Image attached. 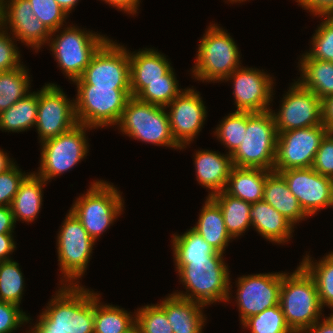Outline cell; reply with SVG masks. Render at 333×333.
Instances as JSON below:
<instances>
[{
    "mask_svg": "<svg viewBox=\"0 0 333 333\" xmlns=\"http://www.w3.org/2000/svg\"><path fill=\"white\" fill-rule=\"evenodd\" d=\"M285 94L278 113L271 109L277 134L323 124L322 100L312 91L295 81Z\"/></svg>",
    "mask_w": 333,
    "mask_h": 333,
    "instance_id": "cell-15",
    "label": "cell"
},
{
    "mask_svg": "<svg viewBox=\"0 0 333 333\" xmlns=\"http://www.w3.org/2000/svg\"><path fill=\"white\" fill-rule=\"evenodd\" d=\"M46 184L34 172L23 180L10 205L15 223L19 220L33 222L37 218L43 201L42 189Z\"/></svg>",
    "mask_w": 333,
    "mask_h": 333,
    "instance_id": "cell-27",
    "label": "cell"
},
{
    "mask_svg": "<svg viewBox=\"0 0 333 333\" xmlns=\"http://www.w3.org/2000/svg\"><path fill=\"white\" fill-rule=\"evenodd\" d=\"M61 287L31 330L94 333V292L79 284Z\"/></svg>",
    "mask_w": 333,
    "mask_h": 333,
    "instance_id": "cell-1",
    "label": "cell"
},
{
    "mask_svg": "<svg viewBox=\"0 0 333 333\" xmlns=\"http://www.w3.org/2000/svg\"><path fill=\"white\" fill-rule=\"evenodd\" d=\"M7 30L0 25V71L12 70L22 65L20 53L14 44L15 38L10 37Z\"/></svg>",
    "mask_w": 333,
    "mask_h": 333,
    "instance_id": "cell-44",
    "label": "cell"
},
{
    "mask_svg": "<svg viewBox=\"0 0 333 333\" xmlns=\"http://www.w3.org/2000/svg\"><path fill=\"white\" fill-rule=\"evenodd\" d=\"M73 83L104 88H130L129 50L108 39Z\"/></svg>",
    "mask_w": 333,
    "mask_h": 333,
    "instance_id": "cell-12",
    "label": "cell"
},
{
    "mask_svg": "<svg viewBox=\"0 0 333 333\" xmlns=\"http://www.w3.org/2000/svg\"><path fill=\"white\" fill-rule=\"evenodd\" d=\"M173 70L164 75V80L130 82L131 95L141 101L166 107L182 92Z\"/></svg>",
    "mask_w": 333,
    "mask_h": 333,
    "instance_id": "cell-31",
    "label": "cell"
},
{
    "mask_svg": "<svg viewBox=\"0 0 333 333\" xmlns=\"http://www.w3.org/2000/svg\"><path fill=\"white\" fill-rule=\"evenodd\" d=\"M196 54L192 75L202 82L223 81L241 65L240 51L227 30L211 24L205 31Z\"/></svg>",
    "mask_w": 333,
    "mask_h": 333,
    "instance_id": "cell-5",
    "label": "cell"
},
{
    "mask_svg": "<svg viewBox=\"0 0 333 333\" xmlns=\"http://www.w3.org/2000/svg\"><path fill=\"white\" fill-rule=\"evenodd\" d=\"M67 214L57 236L59 267L64 275L61 284L78 285L90 262L95 241L71 211Z\"/></svg>",
    "mask_w": 333,
    "mask_h": 333,
    "instance_id": "cell-11",
    "label": "cell"
},
{
    "mask_svg": "<svg viewBox=\"0 0 333 333\" xmlns=\"http://www.w3.org/2000/svg\"><path fill=\"white\" fill-rule=\"evenodd\" d=\"M8 157L9 156H7V153H5L3 150H0V173L7 171L15 164L14 160L12 161L10 160L11 158Z\"/></svg>",
    "mask_w": 333,
    "mask_h": 333,
    "instance_id": "cell-53",
    "label": "cell"
},
{
    "mask_svg": "<svg viewBox=\"0 0 333 333\" xmlns=\"http://www.w3.org/2000/svg\"><path fill=\"white\" fill-rule=\"evenodd\" d=\"M77 124L74 99L70 101L56 84H45L38 92L35 123L40 143L69 131Z\"/></svg>",
    "mask_w": 333,
    "mask_h": 333,
    "instance_id": "cell-14",
    "label": "cell"
},
{
    "mask_svg": "<svg viewBox=\"0 0 333 333\" xmlns=\"http://www.w3.org/2000/svg\"><path fill=\"white\" fill-rule=\"evenodd\" d=\"M246 131V111H237L226 116L215 129V136L231 155L242 143Z\"/></svg>",
    "mask_w": 333,
    "mask_h": 333,
    "instance_id": "cell-39",
    "label": "cell"
},
{
    "mask_svg": "<svg viewBox=\"0 0 333 333\" xmlns=\"http://www.w3.org/2000/svg\"><path fill=\"white\" fill-rule=\"evenodd\" d=\"M271 171L233 166L224 191L249 203L263 200L266 177Z\"/></svg>",
    "mask_w": 333,
    "mask_h": 333,
    "instance_id": "cell-25",
    "label": "cell"
},
{
    "mask_svg": "<svg viewBox=\"0 0 333 333\" xmlns=\"http://www.w3.org/2000/svg\"><path fill=\"white\" fill-rule=\"evenodd\" d=\"M15 225L10 206H0V234H12Z\"/></svg>",
    "mask_w": 333,
    "mask_h": 333,
    "instance_id": "cell-48",
    "label": "cell"
},
{
    "mask_svg": "<svg viewBox=\"0 0 333 333\" xmlns=\"http://www.w3.org/2000/svg\"><path fill=\"white\" fill-rule=\"evenodd\" d=\"M121 195L113 183L97 180L91 183L87 193L79 196L70 208L95 242L124 210Z\"/></svg>",
    "mask_w": 333,
    "mask_h": 333,
    "instance_id": "cell-6",
    "label": "cell"
},
{
    "mask_svg": "<svg viewBox=\"0 0 333 333\" xmlns=\"http://www.w3.org/2000/svg\"><path fill=\"white\" fill-rule=\"evenodd\" d=\"M323 124L330 130L333 127V95L322 100Z\"/></svg>",
    "mask_w": 333,
    "mask_h": 333,
    "instance_id": "cell-52",
    "label": "cell"
},
{
    "mask_svg": "<svg viewBox=\"0 0 333 333\" xmlns=\"http://www.w3.org/2000/svg\"><path fill=\"white\" fill-rule=\"evenodd\" d=\"M79 0H56L57 4L69 15Z\"/></svg>",
    "mask_w": 333,
    "mask_h": 333,
    "instance_id": "cell-54",
    "label": "cell"
},
{
    "mask_svg": "<svg viewBox=\"0 0 333 333\" xmlns=\"http://www.w3.org/2000/svg\"><path fill=\"white\" fill-rule=\"evenodd\" d=\"M8 24L14 38L37 52L52 33L35 16L29 0H0V25L6 29Z\"/></svg>",
    "mask_w": 333,
    "mask_h": 333,
    "instance_id": "cell-20",
    "label": "cell"
},
{
    "mask_svg": "<svg viewBox=\"0 0 333 333\" xmlns=\"http://www.w3.org/2000/svg\"><path fill=\"white\" fill-rule=\"evenodd\" d=\"M130 82H153L164 80L171 69V63L165 55L157 50L145 48L136 52H129Z\"/></svg>",
    "mask_w": 333,
    "mask_h": 333,
    "instance_id": "cell-28",
    "label": "cell"
},
{
    "mask_svg": "<svg viewBox=\"0 0 333 333\" xmlns=\"http://www.w3.org/2000/svg\"><path fill=\"white\" fill-rule=\"evenodd\" d=\"M325 20V21H324ZM312 37V48L300 59L333 62V16H325Z\"/></svg>",
    "mask_w": 333,
    "mask_h": 333,
    "instance_id": "cell-40",
    "label": "cell"
},
{
    "mask_svg": "<svg viewBox=\"0 0 333 333\" xmlns=\"http://www.w3.org/2000/svg\"><path fill=\"white\" fill-rule=\"evenodd\" d=\"M117 126L133 139L181 150L171 133L168 113L163 106L131 96Z\"/></svg>",
    "mask_w": 333,
    "mask_h": 333,
    "instance_id": "cell-7",
    "label": "cell"
},
{
    "mask_svg": "<svg viewBox=\"0 0 333 333\" xmlns=\"http://www.w3.org/2000/svg\"><path fill=\"white\" fill-rule=\"evenodd\" d=\"M322 321H316L303 333H333V313L329 317L323 316ZM322 322V323H321Z\"/></svg>",
    "mask_w": 333,
    "mask_h": 333,
    "instance_id": "cell-51",
    "label": "cell"
},
{
    "mask_svg": "<svg viewBox=\"0 0 333 333\" xmlns=\"http://www.w3.org/2000/svg\"><path fill=\"white\" fill-rule=\"evenodd\" d=\"M263 200L275 208L294 226L308 218L300 207L297 198L289 190L284 177L271 171L266 177Z\"/></svg>",
    "mask_w": 333,
    "mask_h": 333,
    "instance_id": "cell-24",
    "label": "cell"
},
{
    "mask_svg": "<svg viewBox=\"0 0 333 333\" xmlns=\"http://www.w3.org/2000/svg\"><path fill=\"white\" fill-rule=\"evenodd\" d=\"M158 305L166 312L173 333H202L207 320L203 304L170 294Z\"/></svg>",
    "mask_w": 333,
    "mask_h": 333,
    "instance_id": "cell-22",
    "label": "cell"
},
{
    "mask_svg": "<svg viewBox=\"0 0 333 333\" xmlns=\"http://www.w3.org/2000/svg\"><path fill=\"white\" fill-rule=\"evenodd\" d=\"M200 93L192 88L182 89L169 105L168 117L175 141L184 149L200 133L206 119V106Z\"/></svg>",
    "mask_w": 333,
    "mask_h": 333,
    "instance_id": "cell-18",
    "label": "cell"
},
{
    "mask_svg": "<svg viewBox=\"0 0 333 333\" xmlns=\"http://www.w3.org/2000/svg\"><path fill=\"white\" fill-rule=\"evenodd\" d=\"M298 5L314 16H333V0H297Z\"/></svg>",
    "mask_w": 333,
    "mask_h": 333,
    "instance_id": "cell-47",
    "label": "cell"
},
{
    "mask_svg": "<svg viewBox=\"0 0 333 333\" xmlns=\"http://www.w3.org/2000/svg\"><path fill=\"white\" fill-rule=\"evenodd\" d=\"M29 79L23 64L12 70L0 71V113L30 93Z\"/></svg>",
    "mask_w": 333,
    "mask_h": 333,
    "instance_id": "cell-36",
    "label": "cell"
},
{
    "mask_svg": "<svg viewBox=\"0 0 333 333\" xmlns=\"http://www.w3.org/2000/svg\"><path fill=\"white\" fill-rule=\"evenodd\" d=\"M29 174L23 173L16 164L0 173V206L11 205L20 184Z\"/></svg>",
    "mask_w": 333,
    "mask_h": 333,
    "instance_id": "cell-43",
    "label": "cell"
},
{
    "mask_svg": "<svg viewBox=\"0 0 333 333\" xmlns=\"http://www.w3.org/2000/svg\"><path fill=\"white\" fill-rule=\"evenodd\" d=\"M124 333H142L141 328L135 323Z\"/></svg>",
    "mask_w": 333,
    "mask_h": 333,
    "instance_id": "cell-56",
    "label": "cell"
},
{
    "mask_svg": "<svg viewBox=\"0 0 333 333\" xmlns=\"http://www.w3.org/2000/svg\"><path fill=\"white\" fill-rule=\"evenodd\" d=\"M298 82L312 91L320 100L333 95V62L317 59H300Z\"/></svg>",
    "mask_w": 333,
    "mask_h": 333,
    "instance_id": "cell-29",
    "label": "cell"
},
{
    "mask_svg": "<svg viewBox=\"0 0 333 333\" xmlns=\"http://www.w3.org/2000/svg\"><path fill=\"white\" fill-rule=\"evenodd\" d=\"M236 302L241 324L249 317L279 304L282 273H259L237 280Z\"/></svg>",
    "mask_w": 333,
    "mask_h": 333,
    "instance_id": "cell-17",
    "label": "cell"
},
{
    "mask_svg": "<svg viewBox=\"0 0 333 333\" xmlns=\"http://www.w3.org/2000/svg\"><path fill=\"white\" fill-rule=\"evenodd\" d=\"M233 80V96L237 111L265 112L271 110L273 80L264 70L240 66L225 81ZM271 101V102H270Z\"/></svg>",
    "mask_w": 333,
    "mask_h": 333,
    "instance_id": "cell-19",
    "label": "cell"
},
{
    "mask_svg": "<svg viewBox=\"0 0 333 333\" xmlns=\"http://www.w3.org/2000/svg\"><path fill=\"white\" fill-rule=\"evenodd\" d=\"M92 130L83 124H77L69 131L47 139L41 143V161L36 175L48 182L54 177L71 170L88 153L86 130Z\"/></svg>",
    "mask_w": 333,
    "mask_h": 333,
    "instance_id": "cell-10",
    "label": "cell"
},
{
    "mask_svg": "<svg viewBox=\"0 0 333 333\" xmlns=\"http://www.w3.org/2000/svg\"><path fill=\"white\" fill-rule=\"evenodd\" d=\"M24 278L14 260L0 261V300L20 307L24 294Z\"/></svg>",
    "mask_w": 333,
    "mask_h": 333,
    "instance_id": "cell-37",
    "label": "cell"
},
{
    "mask_svg": "<svg viewBox=\"0 0 333 333\" xmlns=\"http://www.w3.org/2000/svg\"><path fill=\"white\" fill-rule=\"evenodd\" d=\"M250 220L255 231L270 242L283 244L294 231V225L264 200L251 204Z\"/></svg>",
    "mask_w": 333,
    "mask_h": 333,
    "instance_id": "cell-23",
    "label": "cell"
},
{
    "mask_svg": "<svg viewBox=\"0 0 333 333\" xmlns=\"http://www.w3.org/2000/svg\"><path fill=\"white\" fill-rule=\"evenodd\" d=\"M312 168L321 175L333 178V136L330 133L322 140Z\"/></svg>",
    "mask_w": 333,
    "mask_h": 333,
    "instance_id": "cell-46",
    "label": "cell"
},
{
    "mask_svg": "<svg viewBox=\"0 0 333 333\" xmlns=\"http://www.w3.org/2000/svg\"><path fill=\"white\" fill-rule=\"evenodd\" d=\"M277 136L271 110L246 111V131L243 141L231 154L233 166L273 171Z\"/></svg>",
    "mask_w": 333,
    "mask_h": 333,
    "instance_id": "cell-4",
    "label": "cell"
},
{
    "mask_svg": "<svg viewBox=\"0 0 333 333\" xmlns=\"http://www.w3.org/2000/svg\"><path fill=\"white\" fill-rule=\"evenodd\" d=\"M31 318L20 307L0 300V333H12Z\"/></svg>",
    "mask_w": 333,
    "mask_h": 333,
    "instance_id": "cell-45",
    "label": "cell"
},
{
    "mask_svg": "<svg viewBox=\"0 0 333 333\" xmlns=\"http://www.w3.org/2000/svg\"><path fill=\"white\" fill-rule=\"evenodd\" d=\"M60 32L56 38H52L51 34L48 45L60 70L73 82L82 75L92 56L108 37L71 25Z\"/></svg>",
    "mask_w": 333,
    "mask_h": 333,
    "instance_id": "cell-9",
    "label": "cell"
},
{
    "mask_svg": "<svg viewBox=\"0 0 333 333\" xmlns=\"http://www.w3.org/2000/svg\"><path fill=\"white\" fill-rule=\"evenodd\" d=\"M328 133L324 124L279 133L273 171L312 167L317 150Z\"/></svg>",
    "mask_w": 333,
    "mask_h": 333,
    "instance_id": "cell-13",
    "label": "cell"
},
{
    "mask_svg": "<svg viewBox=\"0 0 333 333\" xmlns=\"http://www.w3.org/2000/svg\"><path fill=\"white\" fill-rule=\"evenodd\" d=\"M99 295L94 292V333H124L136 323V317L130 312L102 304Z\"/></svg>",
    "mask_w": 333,
    "mask_h": 333,
    "instance_id": "cell-33",
    "label": "cell"
},
{
    "mask_svg": "<svg viewBox=\"0 0 333 333\" xmlns=\"http://www.w3.org/2000/svg\"><path fill=\"white\" fill-rule=\"evenodd\" d=\"M224 259H174L179 279L186 292L174 295L204 306L230 301V271ZM188 292V293H187ZM191 292V293H190Z\"/></svg>",
    "mask_w": 333,
    "mask_h": 333,
    "instance_id": "cell-2",
    "label": "cell"
},
{
    "mask_svg": "<svg viewBox=\"0 0 333 333\" xmlns=\"http://www.w3.org/2000/svg\"><path fill=\"white\" fill-rule=\"evenodd\" d=\"M12 234H0V261L11 260L9 254L16 249Z\"/></svg>",
    "mask_w": 333,
    "mask_h": 333,
    "instance_id": "cell-49",
    "label": "cell"
},
{
    "mask_svg": "<svg viewBox=\"0 0 333 333\" xmlns=\"http://www.w3.org/2000/svg\"><path fill=\"white\" fill-rule=\"evenodd\" d=\"M38 111V92H30L0 113V130L22 132L35 127Z\"/></svg>",
    "mask_w": 333,
    "mask_h": 333,
    "instance_id": "cell-32",
    "label": "cell"
},
{
    "mask_svg": "<svg viewBox=\"0 0 333 333\" xmlns=\"http://www.w3.org/2000/svg\"><path fill=\"white\" fill-rule=\"evenodd\" d=\"M282 272L279 305L294 333H303L322 318L316 283L300 264L292 273Z\"/></svg>",
    "mask_w": 333,
    "mask_h": 333,
    "instance_id": "cell-3",
    "label": "cell"
},
{
    "mask_svg": "<svg viewBox=\"0 0 333 333\" xmlns=\"http://www.w3.org/2000/svg\"><path fill=\"white\" fill-rule=\"evenodd\" d=\"M75 112L78 124L91 128L117 125L127 101L130 88H104L76 85Z\"/></svg>",
    "mask_w": 333,
    "mask_h": 333,
    "instance_id": "cell-8",
    "label": "cell"
},
{
    "mask_svg": "<svg viewBox=\"0 0 333 333\" xmlns=\"http://www.w3.org/2000/svg\"><path fill=\"white\" fill-rule=\"evenodd\" d=\"M105 3L117 8L120 11L134 15L137 13L140 0H103Z\"/></svg>",
    "mask_w": 333,
    "mask_h": 333,
    "instance_id": "cell-50",
    "label": "cell"
},
{
    "mask_svg": "<svg viewBox=\"0 0 333 333\" xmlns=\"http://www.w3.org/2000/svg\"><path fill=\"white\" fill-rule=\"evenodd\" d=\"M174 259H224L223 254L212 248L192 228L182 235L173 234Z\"/></svg>",
    "mask_w": 333,
    "mask_h": 333,
    "instance_id": "cell-34",
    "label": "cell"
},
{
    "mask_svg": "<svg viewBox=\"0 0 333 333\" xmlns=\"http://www.w3.org/2000/svg\"><path fill=\"white\" fill-rule=\"evenodd\" d=\"M30 333H67V332L61 330H30Z\"/></svg>",
    "mask_w": 333,
    "mask_h": 333,
    "instance_id": "cell-55",
    "label": "cell"
},
{
    "mask_svg": "<svg viewBox=\"0 0 333 333\" xmlns=\"http://www.w3.org/2000/svg\"><path fill=\"white\" fill-rule=\"evenodd\" d=\"M192 229L201 235L212 248L222 254L232 239L226 230L219 205L208 196L202 206L198 222Z\"/></svg>",
    "mask_w": 333,
    "mask_h": 333,
    "instance_id": "cell-26",
    "label": "cell"
},
{
    "mask_svg": "<svg viewBox=\"0 0 333 333\" xmlns=\"http://www.w3.org/2000/svg\"><path fill=\"white\" fill-rule=\"evenodd\" d=\"M35 16L52 32L60 31L67 19V13L57 4L56 0H29ZM63 25V26H62Z\"/></svg>",
    "mask_w": 333,
    "mask_h": 333,
    "instance_id": "cell-42",
    "label": "cell"
},
{
    "mask_svg": "<svg viewBox=\"0 0 333 333\" xmlns=\"http://www.w3.org/2000/svg\"><path fill=\"white\" fill-rule=\"evenodd\" d=\"M211 198L219 205L226 230L232 239L242 235L249 226H252L251 203L228 195L225 191L214 194Z\"/></svg>",
    "mask_w": 333,
    "mask_h": 333,
    "instance_id": "cell-30",
    "label": "cell"
},
{
    "mask_svg": "<svg viewBox=\"0 0 333 333\" xmlns=\"http://www.w3.org/2000/svg\"><path fill=\"white\" fill-rule=\"evenodd\" d=\"M301 265L316 283L321 306H328L333 311V252L315 263L309 255H306L302 259Z\"/></svg>",
    "mask_w": 333,
    "mask_h": 333,
    "instance_id": "cell-35",
    "label": "cell"
},
{
    "mask_svg": "<svg viewBox=\"0 0 333 333\" xmlns=\"http://www.w3.org/2000/svg\"><path fill=\"white\" fill-rule=\"evenodd\" d=\"M194 156L196 179L202 187L211 190L208 197L224 191L233 167L231 155L198 150Z\"/></svg>",
    "mask_w": 333,
    "mask_h": 333,
    "instance_id": "cell-21",
    "label": "cell"
},
{
    "mask_svg": "<svg viewBox=\"0 0 333 333\" xmlns=\"http://www.w3.org/2000/svg\"><path fill=\"white\" fill-rule=\"evenodd\" d=\"M134 314L142 333H173L166 312L158 304L145 305Z\"/></svg>",
    "mask_w": 333,
    "mask_h": 333,
    "instance_id": "cell-41",
    "label": "cell"
},
{
    "mask_svg": "<svg viewBox=\"0 0 333 333\" xmlns=\"http://www.w3.org/2000/svg\"><path fill=\"white\" fill-rule=\"evenodd\" d=\"M329 133L333 136V127L329 130Z\"/></svg>",
    "mask_w": 333,
    "mask_h": 333,
    "instance_id": "cell-58",
    "label": "cell"
},
{
    "mask_svg": "<svg viewBox=\"0 0 333 333\" xmlns=\"http://www.w3.org/2000/svg\"><path fill=\"white\" fill-rule=\"evenodd\" d=\"M279 173L308 217L332 206L333 178L321 175L312 167L288 169Z\"/></svg>",
    "mask_w": 333,
    "mask_h": 333,
    "instance_id": "cell-16",
    "label": "cell"
},
{
    "mask_svg": "<svg viewBox=\"0 0 333 333\" xmlns=\"http://www.w3.org/2000/svg\"><path fill=\"white\" fill-rule=\"evenodd\" d=\"M242 325L243 329L250 328V333H294L279 304L247 318Z\"/></svg>",
    "mask_w": 333,
    "mask_h": 333,
    "instance_id": "cell-38",
    "label": "cell"
},
{
    "mask_svg": "<svg viewBox=\"0 0 333 333\" xmlns=\"http://www.w3.org/2000/svg\"><path fill=\"white\" fill-rule=\"evenodd\" d=\"M230 3H236V2H238V3H241V2H244V1H246V0H228Z\"/></svg>",
    "mask_w": 333,
    "mask_h": 333,
    "instance_id": "cell-57",
    "label": "cell"
}]
</instances>
